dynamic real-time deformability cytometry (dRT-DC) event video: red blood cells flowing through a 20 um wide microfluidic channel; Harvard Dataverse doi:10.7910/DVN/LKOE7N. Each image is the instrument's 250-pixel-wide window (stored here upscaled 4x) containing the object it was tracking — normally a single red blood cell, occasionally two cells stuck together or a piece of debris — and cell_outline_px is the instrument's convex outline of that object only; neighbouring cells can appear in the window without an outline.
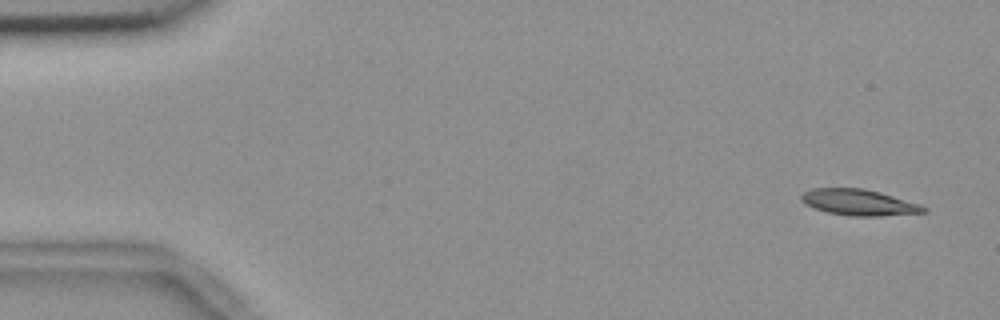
{"species": "common noctule bat (a hibernating species)", "species_latin": "Nyctalus noctula", "temperature_condition": "room temperature", "stored_images_in_passage": 6, "camera_frame_rate_fps": 3000, "um_per_image_px": 0.085, "animal": {"sex": "female", "body_mass_g": 18.4}, "frame": {"image": 1, "passage_image": 1, "time_ms": 0.0, "image_size_px": [1000, 320], "cell_outline_px": [[928, 212], [880, 216], [852, 216], [828, 212], [804, 204], [800, 200], [800, 196], [804, 192], [812, 188], [864, 188], [880, 192], [920, 204], [928, 208]], "centroid_in_image_um": [73.02, 17.2], "position_along_channel_um": 12.0, "area_um2": 18.61}}
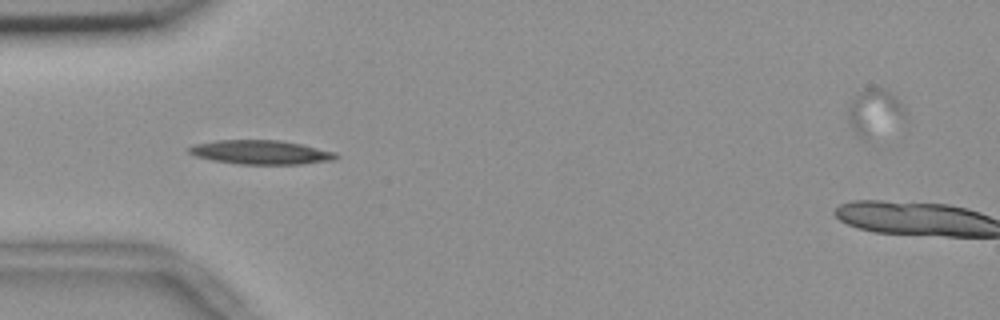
{"frame": {"image": 2, "passage_image": 5, "time_ms": 1.333, "image_size_px": [1000, 320], "cell_outline_px": [[340, 156], [332, 160], [300, 164], [236, 164], [212, 160], [196, 156], [188, 152], [188, 148], [196, 144], [216, 140], [280, 140], [304, 144], [336, 152]], "centroid_in_image_um": [22.2, 12.94], "position_along_channel_um": 62.8, "area_um2": 20.69}}